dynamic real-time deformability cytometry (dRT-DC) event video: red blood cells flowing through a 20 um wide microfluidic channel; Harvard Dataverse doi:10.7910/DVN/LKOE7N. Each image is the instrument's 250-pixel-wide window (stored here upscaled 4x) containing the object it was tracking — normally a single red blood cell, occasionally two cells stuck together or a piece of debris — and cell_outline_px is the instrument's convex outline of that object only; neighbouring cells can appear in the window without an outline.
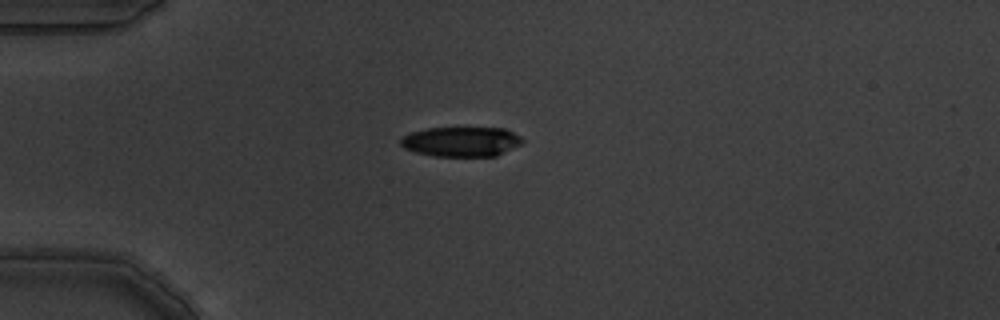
{"species": "common noctule bat (a hibernating species)", "species_latin": "Nyctalus noctula", "temperature_condition": "warm", "stored_images_in_passage": 2, "camera_frame_rate_fps": 3000, "um_per_image_px": 0.085, "animal": {"sex": "male", "body_mass_g": 19.5, "forearm_length_mm": 54.6}, "frame": {"image": 1, "passage_image": 1, "time_ms": 0.0, "image_size_px": [1000, 320], "cell_outline_px": [[524, 140], [520, 144], [496, 156], [432, 156], [416, 152], [404, 148], [400, 144], [400, 140], [404, 136], [412, 132], [428, 128], [504, 128], [520, 136]], "centroid_in_image_um": [39.2, 12.04], "position_along_channel_um": 45.8, "area_um2": 20.98}}